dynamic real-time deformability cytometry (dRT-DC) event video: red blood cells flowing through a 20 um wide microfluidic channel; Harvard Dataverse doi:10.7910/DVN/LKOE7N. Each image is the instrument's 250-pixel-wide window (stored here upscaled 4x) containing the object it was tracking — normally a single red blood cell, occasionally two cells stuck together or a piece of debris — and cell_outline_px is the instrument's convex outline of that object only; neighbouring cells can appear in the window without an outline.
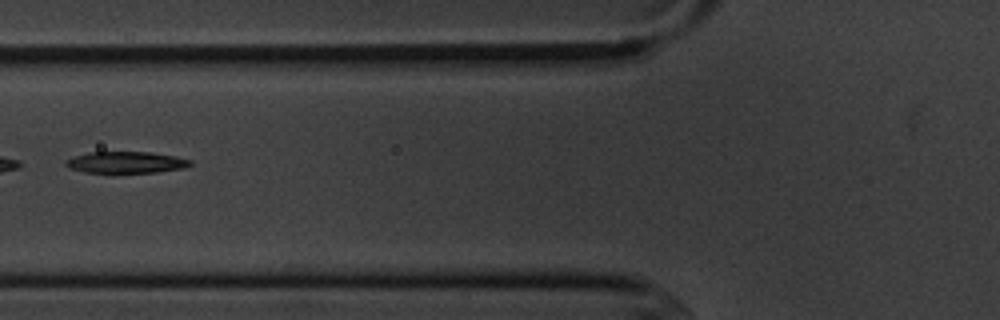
{"species": "common noctule bat (a hibernating species)", "species_latin": "Nyctalus noctula", "temperature_condition": "cold", "stored_images_in_passage": 3, "camera_frame_rate_fps": 3000, "um_per_image_px": 0.085, "animal": {"sex": "male", "body_mass_g": 20.1, "forearm_length_mm": 53.5}, "frame": {"image": 1, "passage_image": 3, "time_ms": 2.333, "image_size_px": [1000, 320], "cell_outline_px": [[192, 164], [184, 168], [156, 172], [116, 176], [84, 172], [68, 168], [64, 164], [64, 160], [72, 156], [88, 152], [152, 152], [176, 156], [192, 160]], "centroid_in_image_um": [10.64, 13.85], "position_along_channel_um": 115.2, "area_um2": 16.76}}